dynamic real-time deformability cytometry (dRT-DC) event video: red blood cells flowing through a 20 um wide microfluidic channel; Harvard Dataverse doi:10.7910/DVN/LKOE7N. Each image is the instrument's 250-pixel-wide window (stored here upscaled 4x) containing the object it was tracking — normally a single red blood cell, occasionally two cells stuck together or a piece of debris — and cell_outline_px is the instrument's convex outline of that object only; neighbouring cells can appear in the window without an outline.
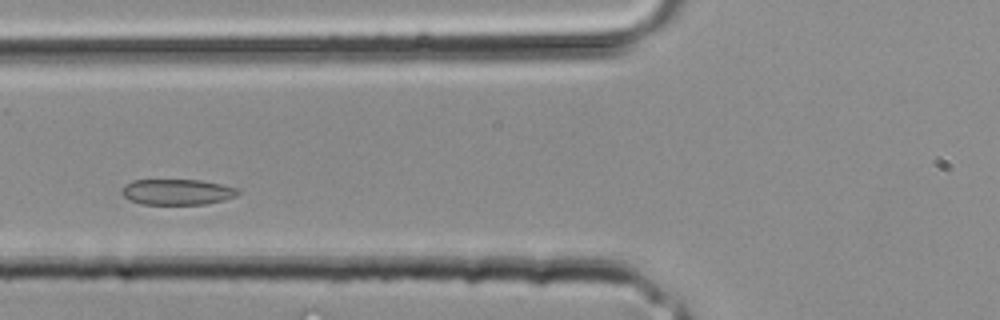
{"species": "common noctule bat (a hibernating species)", "species_latin": "Nyctalus noctula", "temperature_condition": "room temperature", "stored_images_in_passage": 21, "camera_frame_rate_fps": 3000, "um_per_image_px": 0.085, "animal": {"sex": "male", "body_mass_g": 20.4}, "frame": {"image": 1, "passage_image": 4, "time_ms": 1.0, "image_size_px": [1000, 320], "cell_outline_px": [[240, 192], [236, 196], [224, 200], [204, 204], [140, 204], [124, 196], [120, 192], [124, 184], [132, 180], [200, 180], [240, 188]], "centroid_in_image_um": [15.07, 16.31], "position_along_channel_um": 110.7, "area_um2": 17.46}}
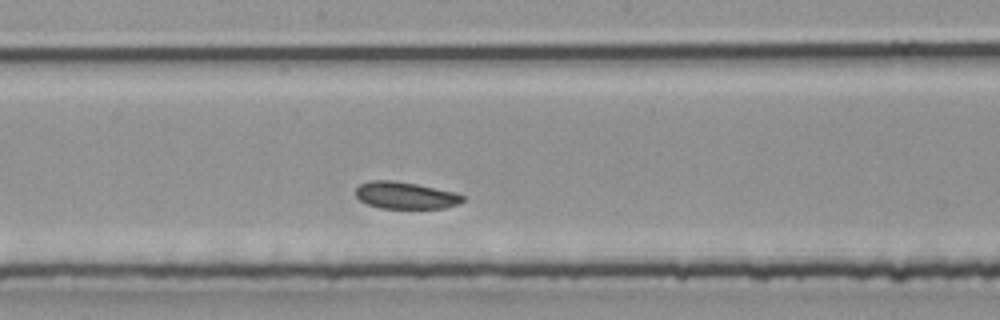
{"frame": {"image": 2, "passage_image": 9, "time_ms": 2.667, "image_size_px": [1000, 320], "cell_outline_px": [[464, 200], [460, 204], [444, 208], [380, 208], [368, 204], [360, 200], [356, 196], [356, 188], [360, 184], [372, 180], [396, 180], [456, 192], [464, 196]], "centroid_in_image_um": [34.48, 16.6], "position_along_channel_um": 213.7, "area_um2": 16.88}}
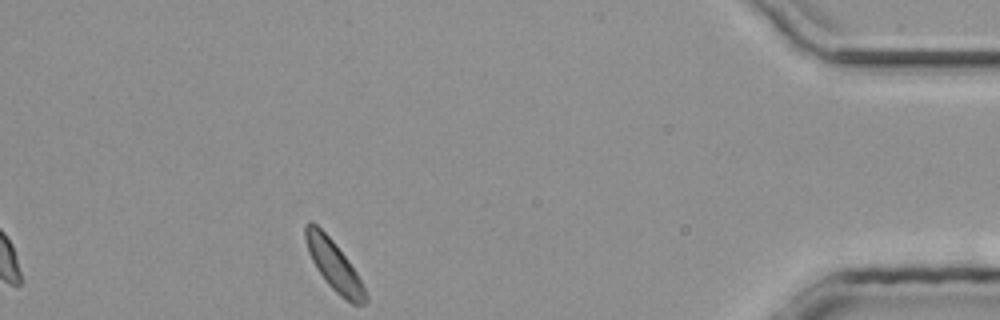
{"frame": {"image": 3, "passage_image": 21, "time_ms": 6.667, "image_size_px": [1000, 320], "cell_outline_px": [[368, 300], [364, 304], [352, 304], [340, 296], [328, 284], [316, 268], [308, 252], [304, 236], [304, 224], [308, 220], [316, 224], [336, 244], [348, 260], [356, 272], [368, 296]], "centroid_in_image_um": [28.37, 22.54], "position_along_channel_um": 406.8, "area_um2": 17.34}}